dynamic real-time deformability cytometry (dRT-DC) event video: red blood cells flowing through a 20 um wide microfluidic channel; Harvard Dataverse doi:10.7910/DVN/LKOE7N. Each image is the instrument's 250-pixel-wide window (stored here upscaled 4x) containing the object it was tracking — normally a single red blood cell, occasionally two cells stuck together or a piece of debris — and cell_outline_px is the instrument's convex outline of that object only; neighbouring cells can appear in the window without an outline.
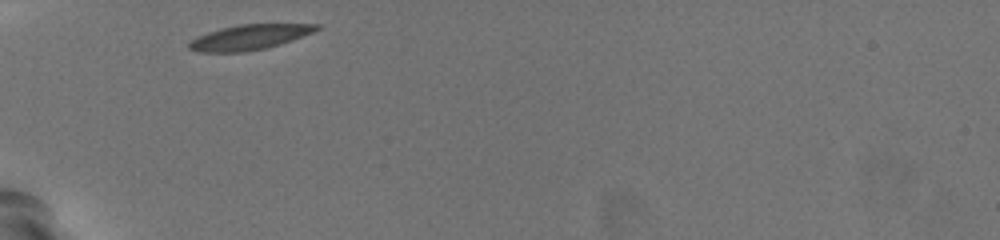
{"species": "common noctule bat (a hibernating species)", "species_latin": "Nyctalus noctula", "temperature_condition": "warm", "stored_images_in_passage": 29, "camera_frame_rate_fps": 3000, "um_per_image_px": 0.085, "animal": {"sex": "female", "body_mass_g": 19.5, "forearm_length_mm": 54.1}, "frame": {"image": 1, "passage_image": 1, "time_ms": 0.0, "image_size_px": [1000, 240], "cell_outline_px": [[320, 28], [312, 32], [292, 40], [268, 48], [244, 52], [200, 52], [188, 48], [188, 44], [192, 40], [208, 32], [240, 24], [320, 24]], "centroid_in_image_um": [21.22, 3.17], "position_along_channel_um": 63.8, "area_um2": 18.38}}
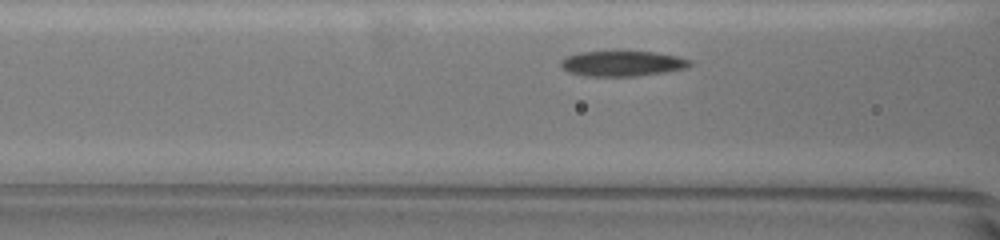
{"frame": {"image": 2, "passage_image": 6, "time_ms": 1.667, "image_size_px": [1000, 240], "cell_outline_px": [[692, 64], [688, 68], [664, 72], [636, 76], [588, 76], [568, 72], [560, 64], [560, 60], [564, 56], [580, 52], [616, 48], [656, 52], [676, 56], [692, 60]], "centroid_in_image_um": [52.88, 5.34], "position_along_channel_um": 113.7, "area_um2": 20.11}}
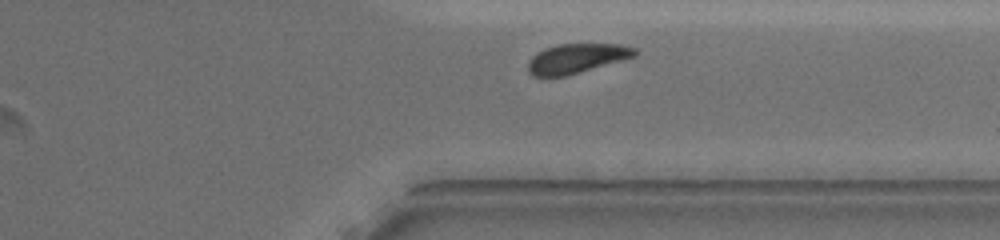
{"frame": {"image": 3, "passage_image": 26, "time_ms": 8.333, "image_size_px": [1000, 240], "cell_outline_px": [[640, 52], [636, 56], [568, 76], [536, 76], [528, 72], [528, 60], [536, 52], [544, 48], [556, 44], [620, 44], [636, 48]], "centroid_in_image_um": [49.03, 4.96], "position_along_channel_um": 362.4, "area_um2": 18.61}, "authors_computed_cell_mechanics": {"area_um2": 19.8254, "velocity_mm_per_s": 3.7317, "shape_relaxation_time_tau1_ms": 4.2747, "shape_relaxation_time_tau2_ms": 4.711, "deformation_change_tau1": 0.1485, "deformation_change_tau2": 0.077}}